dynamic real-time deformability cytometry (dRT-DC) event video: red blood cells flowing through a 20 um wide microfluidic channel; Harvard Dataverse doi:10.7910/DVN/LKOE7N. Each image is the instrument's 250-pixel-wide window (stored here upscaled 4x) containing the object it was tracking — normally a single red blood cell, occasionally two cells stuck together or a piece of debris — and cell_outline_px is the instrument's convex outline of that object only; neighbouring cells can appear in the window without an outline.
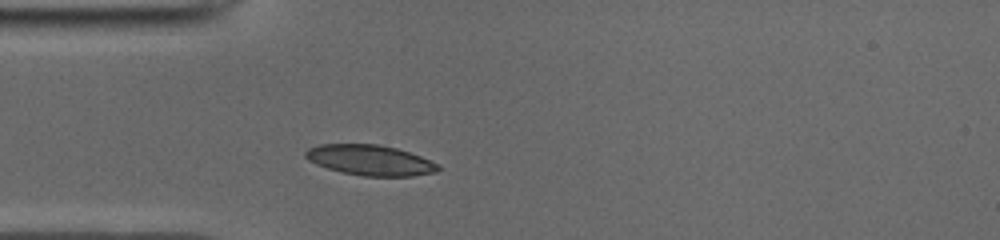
{"species": "common noctule bat (a hibernating species)", "species_latin": "Nyctalus noctula", "temperature_condition": "cold", "stored_images_in_passage": 37, "camera_frame_rate_fps": 3000, "um_per_image_px": 0.085, "animal": {"sex": "male", "body_mass_g": 19.0, "forearm_length_mm": 50.8}, "frame": {"image": 1, "passage_image": 1, "time_ms": 0.0, "image_size_px": [1000, 240], "cell_outline_px": [[444, 168], [436, 172], [412, 176], [364, 176], [340, 172], [316, 164], [308, 160], [304, 156], [304, 152], [308, 148], [320, 144], [376, 144], [396, 148], [420, 156]], "centroid_in_image_um": [31.44, 13.62], "position_along_channel_um": 53.6, "area_um2": 23.47}}
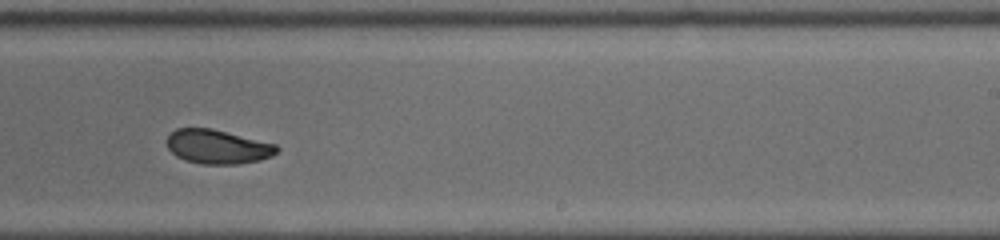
{"frame": {"image": 2, "passage_image": 18, "time_ms": 5.667, "image_size_px": [1000, 240], "cell_outline_px": [[280, 148], [272, 156], [260, 160], [240, 164], [200, 164], [184, 160], [176, 156], [168, 148], [164, 140], [176, 128], [212, 128], [276, 144]], "centroid_in_image_um": [18.48, 12.47], "position_along_channel_um": 270.5, "area_um2": 22.08}}
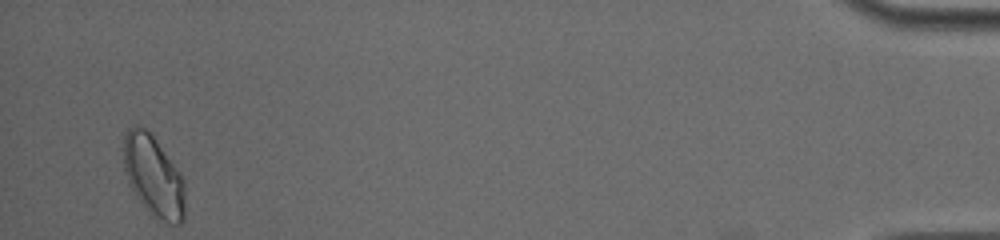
{"frame": {"image": 3, "passage_image": 36, "time_ms": 11.667, "image_size_px": [1000, 240], "cell_outline_px": [[184, 220], [180, 224], [168, 224], [156, 220], [144, 208], [128, 184], [124, 172], [124, 136], [128, 128], [136, 124], [144, 128], [152, 136], [180, 172], [184, 180]], "centroid_in_image_um": [13.04, 15.03], "position_along_channel_um": 422.2, "area_um2": 29.19}, "authors_computed_cell_mechanics": {"area_um2": 22.831, "velocity_mm_per_s": 3.9201, "shape_relaxation_time_tau1_ms": 3.3389, "shape_relaxation_time_tau2_ms": 1.225, "deformation_change_tau1": 0.1261, "deformation_change_tau2": 0.0503}}